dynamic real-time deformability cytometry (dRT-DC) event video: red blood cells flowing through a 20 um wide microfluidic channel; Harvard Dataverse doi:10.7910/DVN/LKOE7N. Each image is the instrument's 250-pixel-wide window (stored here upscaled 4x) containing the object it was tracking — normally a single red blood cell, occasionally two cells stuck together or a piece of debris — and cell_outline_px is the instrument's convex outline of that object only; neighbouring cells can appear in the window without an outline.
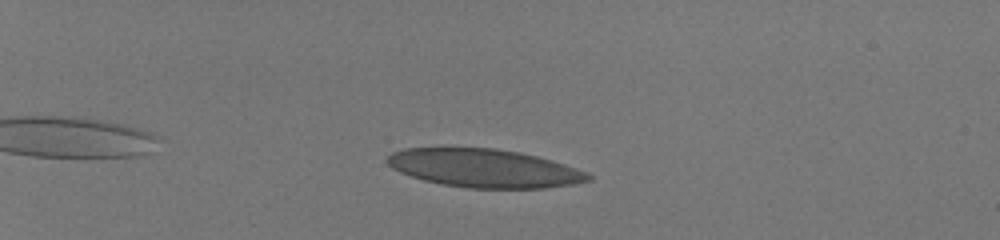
{"species": "human", "species_latin": "Homo sapiens", "temperature_condition": "room temperature", "stored_images_in_passage": 53, "camera_frame_rate_fps": 3000, "um_per_image_px": 0.085, "donor": {"sex": "male"}, "frame": {"image": 1, "passage_image": 15, "time_ms": 4.667, "image_size_px": [1000, 240], "cell_outline_px": [[592, 180], [576, 184], [544, 188], [468, 188], [444, 184], [424, 180], [400, 172], [392, 168], [384, 160], [392, 152], [404, 148], [496, 148], [520, 152], [552, 160], [588, 172], [592, 176]], "centroid_in_image_um": [41.18, 14.3], "position_along_channel_um": 43.8, "area_um2": 44.97}}
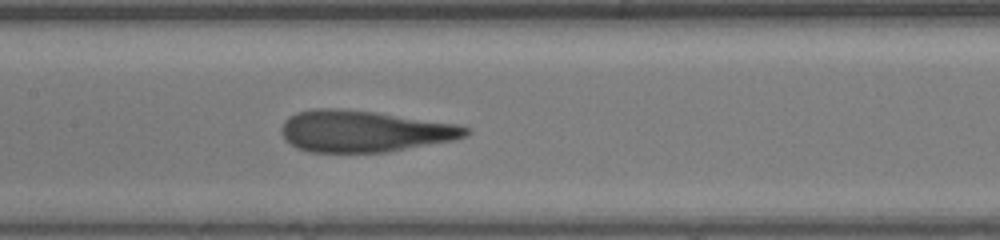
{"frame": {"image": 2, "passage_image": 31, "time_ms": 10.0, "image_size_px": [1000, 240], "cell_outline_px": [[472, 132], [468, 136], [456, 140], [388, 152], [308, 152], [296, 148], [284, 140], [280, 132], [280, 128], [284, 120], [288, 116], [296, 112], [316, 108], [340, 108], [376, 112], [460, 124], [472, 128]], "centroid_in_image_um": [30.98, 11.15], "position_along_channel_um": 176.4, "area_um2": 45.49}}
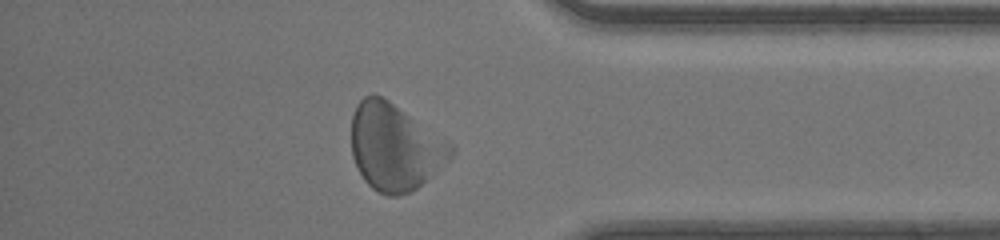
{"frame": {"image": 3, "passage_image": 48, "time_ms": 15.667, "image_size_px": [1000, 240], "cell_outline_px": [[456, 148], [452, 156], [436, 172], [412, 192], [400, 196], [388, 196], [372, 188], [364, 180], [352, 156], [352, 116], [356, 104], [364, 96], [372, 92], [388, 100], [452, 144]], "centroid_in_image_um": [33.55, 12.51], "position_along_channel_um": 401.7, "area_um2": 50.0}, "authors_computed_cell_mechanics": {"area_um2": 46.1822, "velocity_mm_per_s": 4.1126, "shape_relaxation_time_tau1_ms": 3.0299, "shape_relaxation_time_tau2_ms": 1.0586, "deformation_change_tau1": 0.1431, "deformation_change_tau2": 0.1017}}